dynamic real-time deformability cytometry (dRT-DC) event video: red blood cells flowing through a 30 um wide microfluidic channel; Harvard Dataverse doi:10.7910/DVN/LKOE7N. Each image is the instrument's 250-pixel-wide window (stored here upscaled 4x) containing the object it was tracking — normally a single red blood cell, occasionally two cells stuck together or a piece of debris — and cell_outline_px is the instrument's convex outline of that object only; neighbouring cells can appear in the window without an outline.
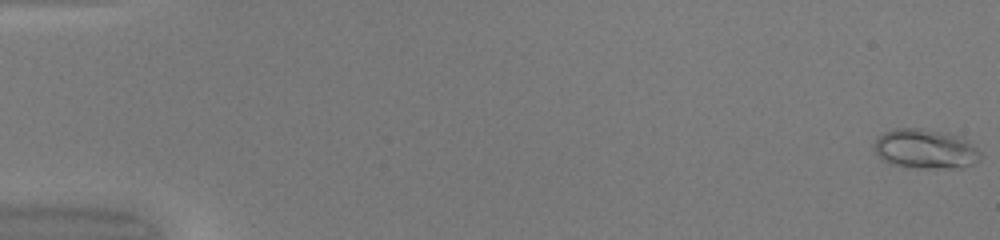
{"species": "common noctule bat (a hibernating species)", "species_latin": "Nyctalus noctula", "temperature_condition": "warm", "stored_images_in_passage": 50, "camera_frame_rate_fps": 3000, "um_per_image_px": 0.085, "animal": {"sex": "female", "body_mass_g": 20.0, "forearm_length_mm": 54.0}, "frame": {"image": 1, "passage_image": 1, "time_ms": 0.0, "image_size_px": [1000, 240], "cell_outline_px": [[980, 160], [972, 164], [960, 168], [920, 168], [888, 164], [872, 148], [876, 140], [884, 132], [896, 128], [920, 128], [956, 136], [968, 140], [980, 152]], "centroid_in_image_um": [78.64, 12.68], "position_along_channel_um": 6.4, "area_um2": 24.28}}
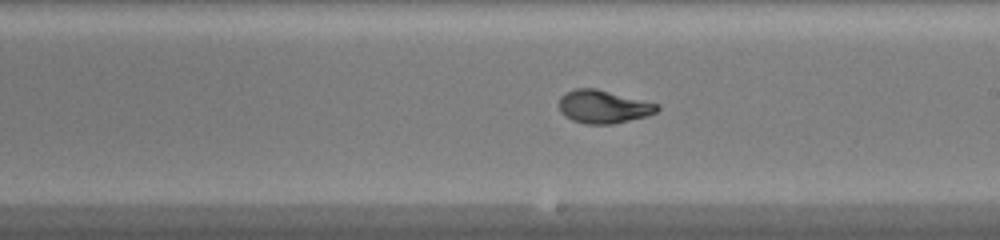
{"frame": {"image": 2, "passage_image": 30, "time_ms": 9.667, "image_size_px": [1000, 240], "cell_outline_px": [[660, 108], [656, 112], [648, 116], [612, 124], [584, 124], [572, 120], [564, 116], [560, 112], [560, 96], [576, 88], [596, 88], [660, 104]], "centroid_in_image_um": [51.31, 9.07], "position_along_channel_um": 237.7, "area_um2": 19.02}}
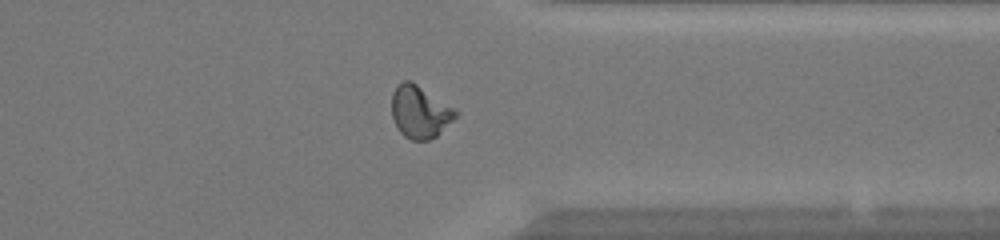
{"frame": {"image": 3, "passage_image": 40, "time_ms": 13.0, "image_size_px": [1000, 240], "cell_outline_px": [[456, 116], [436, 136], [428, 140], [412, 140], [404, 136], [400, 132], [392, 116], [392, 92], [404, 80], [412, 80], [456, 108]], "centroid_in_image_um": [35.69, 9.48], "position_along_channel_um": 375.7, "area_um2": 19.42}, "authors_computed_cell_mechanics": {"area_um2": 19.4208, "velocity_mm_per_s": 4.222, "shape_relaxation_time_tau1_ms": 5.5956, "shape_relaxation_time_tau2_ms": null, "deformation_change_tau1": 0.2398, "deformation_change_tau2": null}}